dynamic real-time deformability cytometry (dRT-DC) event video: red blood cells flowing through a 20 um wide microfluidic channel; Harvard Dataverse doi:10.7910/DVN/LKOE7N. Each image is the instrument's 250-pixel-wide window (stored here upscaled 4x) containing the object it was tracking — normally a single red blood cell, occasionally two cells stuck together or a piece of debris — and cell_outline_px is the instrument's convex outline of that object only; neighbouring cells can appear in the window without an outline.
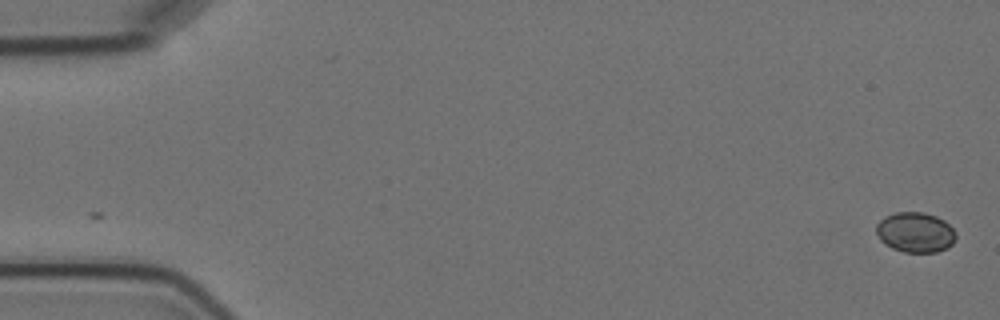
{"species": "Egyptian fruit bat (a non-hibernating species)", "species_latin": "Rousettus aegyptiacus", "temperature_condition": "cold", "stored_images_in_passage": 2, "camera_frame_rate_fps": 3000, "um_per_image_px": 0.085, "animal": {"sex": "female"}, "frame": {"image": 1, "passage_image": 2, "time_ms": 1.0, "image_size_px": [1000, 320], "cell_outline_px": [[956, 240], [948, 248], [936, 252], [904, 252], [892, 248], [884, 244], [880, 240], [876, 232], [876, 224], [884, 216], [896, 212], [924, 212], [936, 216], [944, 220], [956, 232]], "centroid_in_image_um": [77.8, 19.74], "position_along_channel_um": 7.2, "area_um2": 18.84}}